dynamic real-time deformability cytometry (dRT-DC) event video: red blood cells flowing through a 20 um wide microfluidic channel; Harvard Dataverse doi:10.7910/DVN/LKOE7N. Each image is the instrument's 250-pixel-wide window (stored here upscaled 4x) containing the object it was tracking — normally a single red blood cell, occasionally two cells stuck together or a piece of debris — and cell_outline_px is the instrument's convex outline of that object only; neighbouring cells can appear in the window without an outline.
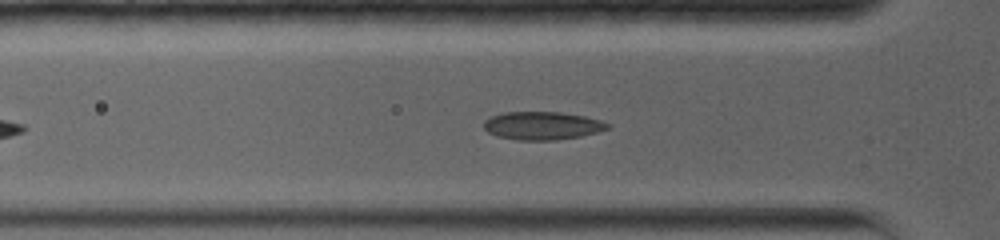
{"species": "common noctule bat (a hibernating species)", "species_latin": "Nyctalus noctula", "temperature_condition": "warm", "stored_images_in_passage": 32, "segment_of_instrument_passage": [1, 2], "camera_frame_rate_fps": 5000, "um_per_image_px": 0.085, "animal": {"sex": "female", "body_mass_g": 19.0, "forearm_length_mm": 56.7}, "frame": {"image": 1, "passage_image": 5, "time_ms": 1.6, "image_size_px": [1000, 240], "cell_outline_px": [[612, 124], [608, 128], [596, 132], [580, 136], [556, 140], [516, 140], [496, 136], [488, 132], [484, 128], [484, 120], [492, 116], [504, 112], [560, 112], [584, 116], [600, 120]], "centroid_in_image_um": [46.08, 10.68], "position_along_channel_um": 79.7, "area_um2": 20.23}}
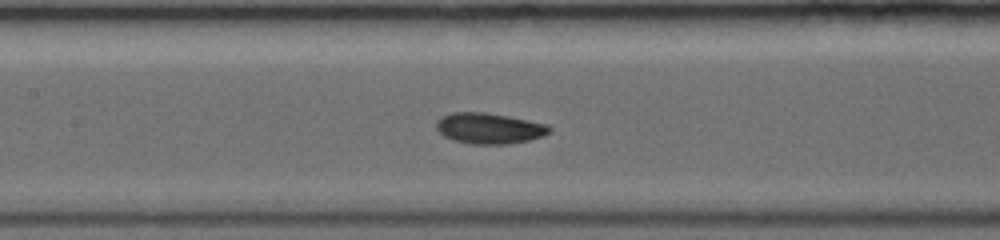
{"frame": {"image": 2, "passage_image": 11, "time_ms": 3.8, "image_size_px": [1000, 240], "cell_outline_px": [[552, 132], [544, 136], [528, 140], [508, 144], [472, 144], [456, 140], [444, 136], [436, 128], [436, 120], [452, 112], [484, 112], [508, 116], [548, 124], [552, 128]], "centroid_in_image_um": [41.62, 10.9], "position_along_channel_um": 165.8, "area_um2": 20.29}}
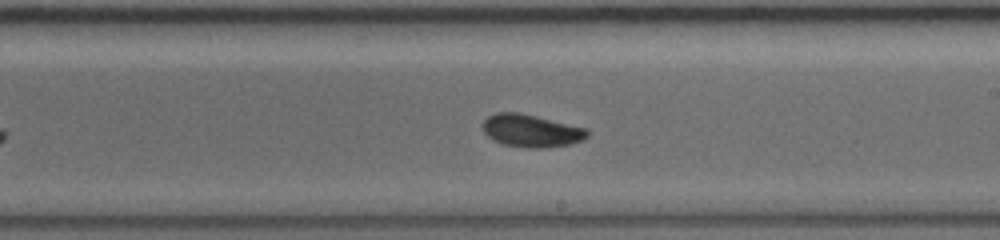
{"frame": {"image": 3, "passage_image": 16, "time_ms": 5.8, "image_size_px": [1000, 240], "cell_outline_px": [[588, 136], [584, 140], [572, 144], [544, 148], [524, 148], [504, 144], [492, 140], [484, 132], [480, 124], [488, 116], [496, 112], [520, 112], [588, 128]], "centroid_in_image_um": [45.15, 11.11], "position_along_channel_um": 243.8, "area_um2": 20.29}}